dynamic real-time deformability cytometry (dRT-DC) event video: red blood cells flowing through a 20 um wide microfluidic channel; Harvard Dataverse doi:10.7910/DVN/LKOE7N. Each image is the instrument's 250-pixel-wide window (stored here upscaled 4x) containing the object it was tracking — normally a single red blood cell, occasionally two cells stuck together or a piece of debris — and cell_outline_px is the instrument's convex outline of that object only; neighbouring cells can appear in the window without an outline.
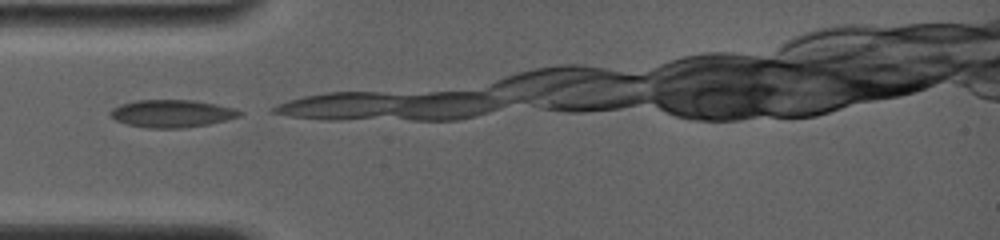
{"species": "common noctule bat (a hibernating species)", "species_latin": "Nyctalus noctula", "temperature_condition": "room temperature", "stored_images_in_passage": 3, "camera_frame_rate_fps": 4000, "um_per_image_px": 0.085, "animal": {"sex": "female", "body_mass_g": 19.0, "forearm_length_mm": 56.7}, "frame": {"image": 1, "passage_image": 1, "time_ms": 0.0, "image_size_px": [1000, 240], "cell_outline_px": [[244, 112], [240, 116], [208, 124], [184, 128], [148, 128], [128, 124], [116, 120], [108, 112], [112, 108], [120, 104], [136, 100], [192, 100], [236, 108]], "centroid_in_image_um": [14.6, 9.65], "position_along_channel_um": 70.4, "area_um2": 20.69}}